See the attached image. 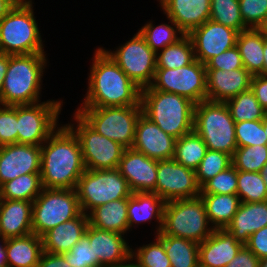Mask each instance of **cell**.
I'll return each mask as SVG.
<instances>
[{
  "instance_id": "52a82bcc",
  "label": "cell",
  "mask_w": 267,
  "mask_h": 267,
  "mask_svg": "<svg viewBox=\"0 0 267 267\" xmlns=\"http://www.w3.org/2000/svg\"><path fill=\"white\" fill-rule=\"evenodd\" d=\"M76 113L97 133L132 148L142 105L79 107Z\"/></svg>"
},
{
  "instance_id": "680465c9",
  "label": "cell",
  "mask_w": 267,
  "mask_h": 267,
  "mask_svg": "<svg viewBox=\"0 0 267 267\" xmlns=\"http://www.w3.org/2000/svg\"><path fill=\"white\" fill-rule=\"evenodd\" d=\"M133 259L130 258L128 261H126L125 263L119 264V265H113V266H105V267H138L137 263L135 261H133V263H131Z\"/></svg>"
},
{
  "instance_id": "836d02e7",
  "label": "cell",
  "mask_w": 267,
  "mask_h": 267,
  "mask_svg": "<svg viewBox=\"0 0 267 267\" xmlns=\"http://www.w3.org/2000/svg\"><path fill=\"white\" fill-rule=\"evenodd\" d=\"M207 146L194 130L176 139L174 160L196 170L205 156Z\"/></svg>"
},
{
  "instance_id": "9f6ffc18",
  "label": "cell",
  "mask_w": 267,
  "mask_h": 267,
  "mask_svg": "<svg viewBox=\"0 0 267 267\" xmlns=\"http://www.w3.org/2000/svg\"><path fill=\"white\" fill-rule=\"evenodd\" d=\"M15 4L11 0H0V22L14 8Z\"/></svg>"
},
{
  "instance_id": "e7e4bbea",
  "label": "cell",
  "mask_w": 267,
  "mask_h": 267,
  "mask_svg": "<svg viewBox=\"0 0 267 267\" xmlns=\"http://www.w3.org/2000/svg\"><path fill=\"white\" fill-rule=\"evenodd\" d=\"M262 123H263L264 131L267 137V115L262 119Z\"/></svg>"
},
{
  "instance_id": "7c38bea8",
  "label": "cell",
  "mask_w": 267,
  "mask_h": 267,
  "mask_svg": "<svg viewBox=\"0 0 267 267\" xmlns=\"http://www.w3.org/2000/svg\"><path fill=\"white\" fill-rule=\"evenodd\" d=\"M150 87L154 90L175 93L195 104L206 100L207 79L205 64L195 59L177 69L156 68Z\"/></svg>"
},
{
  "instance_id": "f35d334b",
  "label": "cell",
  "mask_w": 267,
  "mask_h": 267,
  "mask_svg": "<svg viewBox=\"0 0 267 267\" xmlns=\"http://www.w3.org/2000/svg\"><path fill=\"white\" fill-rule=\"evenodd\" d=\"M210 20L241 31L249 29L241 17L239 0H210Z\"/></svg>"
},
{
  "instance_id": "7402d4cb",
  "label": "cell",
  "mask_w": 267,
  "mask_h": 267,
  "mask_svg": "<svg viewBox=\"0 0 267 267\" xmlns=\"http://www.w3.org/2000/svg\"><path fill=\"white\" fill-rule=\"evenodd\" d=\"M243 245L226 229H215L199 244V267H225Z\"/></svg>"
},
{
  "instance_id": "8d00e7d4",
  "label": "cell",
  "mask_w": 267,
  "mask_h": 267,
  "mask_svg": "<svg viewBox=\"0 0 267 267\" xmlns=\"http://www.w3.org/2000/svg\"><path fill=\"white\" fill-rule=\"evenodd\" d=\"M169 24H160L154 26L152 21H149L142 28H140L139 33L145 38L147 45L157 54L160 49L177 42L184 32L177 26V24L170 18ZM178 33L180 36L178 37Z\"/></svg>"
},
{
  "instance_id": "91938a15",
  "label": "cell",
  "mask_w": 267,
  "mask_h": 267,
  "mask_svg": "<svg viewBox=\"0 0 267 267\" xmlns=\"http://www.w3.org/2000/svg\"><path fill=\"white\" fill-rule=\"evenodd\" d=\"M260 174L262 175L263 181L265 182L266 187H267V163L260 170Z\"/></svg>"
},
{
  "instance_id": "4fadbf2b",
  "label": "cell",
  "mask_w": 267,
  "mask_h": 267,
  "mask_svg": "<svg viewBox=\"0 0 267 267\" xmlns=\"http://www.w3.org/2000/svg\"><path fill=\"white\" fill-rule=\"evenodd\" d=\"M74 124H66L78 137L82 157L87 170H102L118 168L125 150L120 143L110 140L92 129L76 112Z\"/></svg>"
},
{
  "instance_id": "e0dca14e",
  "label": "cell",
  "mask_w": 267,
  "mask_h": 267,
  "mask_svg": "<svg viewBox=\"0 0 267 267\" xmlns=\"http://www.w3.org/2000/svg\"><path fill=\"white\" fill-rule=\"evenodd\" d=\"M85 235L92 247L93 267L119 265L132 258V248L126 242L124 234L88 225Z\"/></svg>"
},
{
  "instance_id": "6125c7cd",
  "label": "cell",
  "mask_w": 267,
  "mask_h": 267,
  "mask_svg": "<svg viewBox=\"0 0 267 267\" xmlns=\"http://www.w3.org/2000/svg\"><path fill=\"white\" fill-rule=\"evenodd\" d=\"M258 29L262 32L264 37H267V18Z\"/></svg>"
},
{
  "instance_id": "03108f58",
  "label": "cell",
  "mask_w": 267,
  "mask_h": 267,
  "mask_svg": "<svg viewBox=\"0 0 267 267\" xmlns=\"http://www.w3.org/2000/svg\"><path fill=\"white\" fill-rule=\"evenodd\" d=\"M2 202V186L0 185V203Z\"/></svg>"
},
{
  "instance_id": "c3c4849f",
  "label": "cell",
  "mask_w": 267,
  "mask_h": 267,
  "mask_svg": "<svg viewBox=\"0 0 267 267\" xmlns=\"http://www.w3.org/2000/svg\"><path fill=\"white\" fill-rule=\"evenodd\" d=\"M206 69L234 70L244 68L241 55L235 46L223 53L212 57L205 63Z\"/></svg>"
},
{
  "instance_id": "d6986e66",
  "label": "cell",
  "mask_w": 267,
  "mask_h": 267,
  "mask_svg": "<svg viewBox=\"0 0 267 267\" xmlns=\"http://www.w3.org/2000/svg\"><path fill=\"white\" fill-rule=\"evenodd\" d=\"M176 138L165 133L143 113L138 118L132 148L155 160L174 158Z\"/></svg>"
},
{
  "instance_id": "83f0119b",
  "label": "cell",
  "mask_w": 267,
  "mask_h": 267,
  "mask_svg": "<svg viewBox=\"0 0 267 267\" xmlns=\"http://www.w3.org/2000/svg\"><path fill=\"white\" fill-rule=\"evenodd\" d=\"M127 205L128 198H122L92 209L87 214L89 225L119 234L127 233L129 231Z\"/></svg>"
},
{
  "instance_id": "60d3db41",
  "label": "cell",
  "mask_w": 267,
  "mask_h": 267,
  "mask_svg": "<svg viewBox=\"0 0 267 267\" xmlns=\"http://www.w3.org/2000/svg\"><path fill=\"white\" fill-rule=\"evenodd\" d=\"M232 165V156L221 151L208 149L195 170L196 181L201 188L208 180Z\"/></svg>"
},
{
  "instance_id": "11a10c76",
  "label": "cell",
  "mask_w": 267,
  "mask_h": 267,
  "mask_svg": "<svg viewBox=\"0 0 267 267\" xmlns=\"http://www.w3.org/2000/svg\"><path fill=\"white\" fill-rule=\"evenodd\" d=\"M1 243H0V267H9L8 266V260H7V251H6V245H7V239L0 236Z\"/></svg>"
},
{
  "instance_id": "94428289",
  "label": "cell",
  "mask_w": 267,
  "mask_h": 267,
  "mask_svg": "<svg viewBox=\"0 0 267 267\" xmlns=\"http://www.w3.org/2000/svg\"><path fill=\"white\" fill-rule=\"evenodd\" d=\"M15 5H31L32 0H11Z\"/></svg>"
},
{
  "instance_id": "d590c367",
  "label": "cell",
  "mask_w": 267,
  "mask_h": 267,
  "mask_svg": "<svg viewBox=\"0 0 267 267\" xmlns=\"http://www.w3.org/2000/svg\"><path fill=\"white\" fill-rule=\"evenodd\" d=\"M225 103L235 122L262 120L267 115L251 89L241 92Z\"/></svg>"
},
{
  "instance_id": "f546056e",
  "label": "cell",
  "mask_w": 267,
  "mask_h": 267,
  "mask_svg": "<svg viewBox=\"0 0 267 267\" xmlns=\"http://www.w3.org/2000/svg\"><path fill=\"white\" fill-rule=\"evenodd\" d=\"M236 47L244 68L252 75L263 74L264 36L259 29L249 28L238 34Z\"/></svg>"
},
{
  "instance_id": "d4e9b609",
  "label": "cell",
  "mask_w": 267,
  "mask_h": 267,
  "mask_svg": "<svg viewBox=\"0 0 267 267\" xmlns=\"http://www.w3.org/2000/svg\"><path fill=\"white\" fill-rule=\"evenodd\" d=\"M88 225V216L81 212L76 218L51 228L41 236L43 251L54 254L69 252L84 236Z\"/></svg>"
},
{
  "instance_id": "f907efd6",
  "label": "cell",
  "mask_w": 267,
  "mask_h": 267,
  "mask_svg": "<svg viewBox=\"0 0 267 267\" xmlns=\"http://www.w3.org/2000/svg\"><path fill=\"white\" fill-rule=\"evenodd\" d=\"M259 258L244 244L237 255L225 267H258Z\"/></svg>"
},
{
  "instance_id": "277c9868",
  "label": "cell",
  "mask_w": 267,
  "mask_h": 267,
  "mask_svg": "<svg viewBox=\"0 0 267 267\" xmlns=\"http://www.w3.org/2000/svg\"><path fill=\"white\" fill-rule=\"evenodd\" d=\"M141 105L143 114L174 138L193 131L195 103L190 99L149 86L141 90Z\"/></svg>"
},
{
  "instance_id": "3957f363",
  "label": "cell",
  "mask_w": 267,
  "mask_h": 267,
  "mask_svg": "<svg viewBox=\"0 0 267 267\" xmlns=\"http://www.w3.org/2000/svg\"><path fill=\"white\" fill-rule=\"evenodd\" d=\"M46 64L44 53L9 54V64L1 93V106L39 103L42 74Z\"/></svg>"
},
{
  "instance_id": "db71d44e",
  "label": "cell",
  "mask_w": 267,
  "mask_h": 267,
  "mask_svg": "<svg viewBox=\"0 0 267 267\" xmlns=\"http://www.w3.org/2000/svg\"><path fill=\"white\" fill-rule=\"evenodd\" d=\"M8 64H9V54L0 52V105H1L2 87L7 72Z\"/></svg>"
},
{
  "instance_id": "603a6c76",
  "label": "cell",
  "mask_w": 267,
  "mask_h": 267,
  "mask_svg": "<svg viewBox=\"0 0 267 267\" xmlns=\"http://www.w3.org/2000/svg\"><path fill=\"white\" fill-rule=\"evenodd\" d=\"M167 18L189 34L194 28L210 20V0H159Z\"/></svg>"
},
{
  "instance_id": "5b68a950",
  "label": "cell",
  "mask_w": 267,
  "mask_h": 267,
  "mask_svg": "<svg viewBox=\"0 0 267 267\" xmlns=\"http://www.w3.org/2000/svg\"><path fill=\"white\" fill-rule=\"evenodd\" d=\"M209 224L205 204L200 196L171 200L165 203L163 226L157 235H171L200 244L215 230Z\"/></svg>"
},
{
  "instance_id": "8fae6325",
  "label": "cell",
  "mask_w": 267,
  "mask_h": 267,
  "mask_svg": "<svg viewBox=\"0 0 267 267\" xmlns=\"http://www.w3.org/2000/svg\"><path fill=\"white\" fill-rule=\"evenodd\" d=\"M62 103L47 100L17 105V143L41 146L58 128L57 119Z\"/></svg>"
},
{
  "instance_id": "ffe728a7",
  "label": "cell",
  "mask_w": 267,
  "mask_h": 267,
  "mask_svg": "<svg viewBox=\"0 0 267 267\" xmlns=\"http://www.w3.org/2000/svg\"><path fill=\"white\" fill-rule=\"evenodd\" d=\"M118 170L128 181L129 187L133 193H155L157 160L149 158L133 148H125Z\"/></svg>"
},
{
  "instance_id": "f1b7e54d",
  "label": "cell",
  "mask_w": 267,
  "mask_h": 267,
  "mask_svg": "<svg viewBox=\"0 0 267 267\" xmlns=\"http://www.w3.org/2000/svg\"><path fill=\"white\" fill-rule=\"evenodd\" d=\"M6 251L9 267H37L43 253L42 238L34 233L9 238Z\"/></svg>"
},
{
  "instance_id": "9c48e42d",
  "label": "cell",
  "mask_w": 267,
  "mask_h": 267,
  "mask_svg": "<svg viewBox=\"0 0 267 267\" xmlns=\"http://www.w3.org/2000/svg\"><path fill=\"white\" fill-rule=\"evenodd\" d=\"M81 211L86 215L89 210L122 198H129L133 192L128 181L118 168L85 170L76 186Z\"/></svg>"
},
{
  "instance_id": "ac0fdd59",
  "label": "cell",
  "mask_w": 267,
  "mask_h": 267,
  "mask_svg": "<svg viewBox=\"0 0 267 267\" xmlns=\"http://www.w3.org/2000/svg\"><path fill=\"white\" fill-rule=\"evenodd\" d=\"M41 146L14 143L0 147V185L24 174L40 173Z\"/></svg>"
},
{
  "instance_id": "44dd1931",
  "label": "cell",
  "mask_w": 267,
  "mask_h": 267,
  "mask_svg": "<svg viewBox=\"0 0 267 267\" xmlns=\"http://www.w3.org/2000/svg\"><path fill=\"white\" fill-rule=\"evenodd\" d=\"M253 75L245 68L234 70L206 69V100L226 102L251 89Z\"/></svg>"
},
{
  "instance_id": "816d5d0a",
  "label": "cell",
  "mask_w": 267,
  "mask_h": 267,
  "mask_svg": "<svg viewBox=\"0 0 267 267\" xmlns=\"http://www.w3.org/2000/svg\"><path fill=\"white\" fill-rule=\"evenodd\" d=\"M251 90L253 91L259 104L267 112V75H253L251 81Z\"/></svg>"
},
{
  "instance_id": "4316f807",
  "label": "cell",
  "mask_w": 267,
  "mask_h": 267,
  "mask_svg": "<svg viewBox=\"0 0 267 267\" xmlns=\"http://www.w3.org/2000/svg\"><path fill=\"white\" fill-rule=\"evenodd\" d=\"M165 203L156 193L134 192L128 198L127 205L129 229L134 224L150 222L151 219L156 218V221L158 220L157 222H159L156 234L160 233L163 226Z\"/></svg>"
},
{
  "instance_id": "ee69618b",
  "label": "cell",
  "mask_w": 267,
  "mask_h": 267,
  "mask_svg": "<svg viewBox=\"0 0 267 267\" xmlns=\"http://www.w3.org/2000/svg\"><path fill=\"white\" fill-rule=\"evenodd\" d=\"M200 194H237V169L231 165L208 180Z\"/></svg>"
},
{
  "instance_id": "681fc988",
  "label": "cell",
  "mask_w": 267,
  "mask_h": 267,
  "mask_svg": "<svg viewBox=\"0 0 267 267\" xmlns=\"http://www.w3.org/2000/svg\"><path fill=\"white\" fill-rule=\"evenodd\" d=\"M245 245L259 258H267V226L249 236Z\"/></svg>"
},
{
  "instance_id": "6da1fadb",
  "label": "cell",
  "mask_w": 267,
  "mask_h": 267,
  "mask_svg": "<svg viewBox=\"0 0 267 267\" xmlns=\"http://www.w3.org/2000/svg\"><path fill=\"white\" fill-rule=\"evenodd\" d=\"M85 170L78 137L67 125L58 127L41 145L43 188L76 189Z\"/></svg>"
},
{
  "instance_id": "5bb4252c",
  "label": "cell",
  "mask_w": 267,
  "mask_h": 267,
  "mask_svg": "<svg viewBox=\"0 0 267 267\" xmlns=\"http://www.w3.org/2000/svg\"><path fill=\"white\" fill-rule=\"evenodd\" d=\"M106 53L139 88L150 86L156 71V53L139 31L116 51Z\"/></svg>"
},
{
  "instance_id": "74e56055",
  "label": "cell",
  "mask_w": 267,
  "mask_h": 267,
  "mask_svg": "<svg viewBox=\"0 0 267 267\" xmlns=\"http://www.w3.org/2000/svg\"><path fill=\"white\" fill-rule=\"evenodd\" d=\"M237 195L241 202L267 201V187L260 172L237 170Z\"/></svg>"
},
{
  "instance_id": "8992f818",
  "label": "cell",
  "mask_w": 267,
  "mask_h": 267,
  "mask_svg": "<svg viewBox=\"0 0 267 267\" xmlns=\"http://www.w3.org/2000/svg\"><path fill=\"white\" fill-rule=\"evenodd\" d=\"M193 130L203 139L207 149L231 156L237 149L235 121L225 102L204 100L195 104Z\"/></svg>"
},
{
  "instance_id": "9a60e30c",
  "label": "cell",
  "mask_w": 267,
  "mask_h": 267,
  "mask_svg": "<svg viewBox=\"0 0 267 267\" xmlns=\"http://www.w3.org/2000/svg\"><path fill=\"white\" fill-rule=\"evenodd\" d=\"M155 193L165 202L200 196L195 170L179 164L173 158L157 160Z\"/></svg>"
},
{
  "instance_id": "6f0895ef",
  "label": "cell",
  "mask_w": 267,
  "mask_h": 267,
  "mask_svg": "<svg viewBox=\"0 0 267 267\" xmlns=\"http://www.w3.org/2000/svg\"><path fill=\"white\" fill-rule=\"evenodd\" d=\"M264 52H263V58H264V64H263V75H267V37H264Z\"/></svg>"
},
{
  "instance_id": "ba28073f",
  "label": "cell",
  "mask_w": 267,
  "mask_h": 267,
  "mask_svg": "<svg viewBox=\"0 0 267 267\" xmlns=\"http://www.w3.org/2000/svg\"><path fill=\"white\" fill-rule=\"evenodd\" d=\"M33 6L15 5L0 22V52L10 55L45 53Z\"/></svg>"
},
{
  "instance_id": "7dc6e473",
  "label": "cell",
  "mask_w": 267,
  "mask_h": 267,
  "mask_svg": "<svg viewBox=\"0 0 267 267\" xmlns=\"http://www.w3.org/2000/svg\"><path fill=\"white\" fill-rule=\"evenodd\" d=\"M62 255L71 267H93V251L85 234L69 252Z\"/></svg>"
},
{
  "instance_id": "7a4b0ae2",
  "label": "cell",
  "mask_w": 267,
  "mask_h": 267,
  "mask_svg": "<svg viewBox=\"0 0 267 267\" xmlns=\"http://www.w3.org/2000/svg\"><path fill=\"white\" fill-rule=\"evenodd\" d=\"M88 80V91L80 107L141 105L142 89L120 69L103 47L95 50Z\"/></svg>"
},
{
  "instance_id": "cb8c5ba5",
  "label": "cell",
  "mask_w": 267,
  "mask_h": 267,
  "mask_svg": "<svg viewBox=\"0 0 267 267\" xmlns=\"http://www.w3.org/2000/svg\"><path fill=\"white\" fill-rule=\"evenodd\" d=\"M32 205L25 200L2 199L0 203V236L9 239L32 232Z\"/></svg>"
},
{
  "instance_id": "30bf717a",
  "label": "cell",
  "mask_w": 267,
  "mask_h": 267,
  "mask_svg": "<svg viewBox=\"0 0 267 267\" xmlns=\"http://www.w3.org/2000/svg\"><path fill=\"white\" fill-rule=\"evenodd\" d=\"M75 189L43 188L32 205V232L42 236L51 228L81 213Z\"/></svg>"
},
{
  "instance_id": "f5cc1de1",
  "label": "cell",
  "mask_w": 267,
  "mask_h": 267,
  "mask_svg": "<svg viewBox=\"0 0 267 267\" xmlns=\"http://www.w3.org/2000/svg\"><path fill=\"white\" fill-rule=\"evenodd\" d=\"M37 267H71L62 254L44 252L41 254Z\"/></svg>"
},
{
  "instance_id": "7bdbcfd3",
  "label": "cell",
  "mask_w": 267,
  "mask_h": 267,
  "mask_svg": "<svg viewBox=\"0 0 267 267\" xmlns=\"http://www.w3.org/2000/svg\"><path fill=\"white\" fill-rule=\"evenodd\" d=\"M237 147L267 145L262 120L235 122Z\"/></svg>"
},
{
  "instance_id": "d6a6232c",
  "label": "cell",
  "mask_w": 267,
  "mask_h": 267,
  "mask_svg": "<svg viewBox=\"0 0 267 267\" xmlns=\"http://www.w3.org/2000/svg\"><path fill=\"white\" fill-rule=\"evenodd\" d=\"M195 60L194 46L188 34L156 54V68L177 69Z\"/></svg>"
},
{
  "instance_id": "1f68e13d",
  "label": "cell",
  "mask_w": 267,
  "mask_h": 267,
  "mask_svg": "<svg viewBox=\"0 0 267 267\" xmlns=\"http://www.w3.org/2000/svg\"><path fill=\"white\" fill-rule=\"evenodd\" d=\"M162 239L171 267H199V243L171 235Z\"/></svg>"
},
{
  "instance_id": "2e32d148",
  "label": "cell",
  "mask_w": 267,
  "mask_h": 267,
  "mask_svg": "<svg viewBox=\"0 0 267 267\" xmlns=\"http://www.w3.org/2000/svg\"><path fill=\"white\" fill-rule=\"evenodd\" d=\"M238 34L233 28L207 20L188 35L194 46L195 59L205 64L212 57L235 47Z\"/></svg>"
},
{
  "instance_id": "4dcf8cb0",
  "label": "cell",
  "mask_w": 267,
  "mask_h": 267,
  "mask_svg": "<svg viewBox=\"0 0 267 267\" xmlns=\"http://www.w3.org/2000/svg\"><path fill=\"white\" fill-rule=\"evenodd\" d=\"M214 229H225L240 206L237 194H200Z\"/></svg>"
},
{
  "instance_id": "f6af8a7d",
  "label": "cell",
  "mask_w": 267,
  "mask_h": 267,
  "mask_svg": "<svg viewBox=\"0 0 267 267\" xmlns=\"http://www.w3.org/2000/svg\"><path fill=\"white\" fill-rule=\"evenodd\" d=\"M239 6L248 28L258 29L267 18V0H239Z\"/></svg>"
},
{
  "instance_id": "be15d7a7",
  "label": "cell",
  "mask_w": 267,
  "mask_h": 267,
  "mask_svg": "<svg viewBox=\"0 0 267 267\" xmlns=\"http://www.w3.org/2000/svg\"><path fill=\"white\" fill-rule=\"evenodd\" d=\"M258 267H267V258L260 259Z\"/></svg>"
},
{
  "instance_id": "ab89813d",
  "label": "cell",
  "mask_w": 267,
  "mask_h": 267,
  "mask_svg": "<svg viewBox=\"0 0 267 267\" xmlns=\"http://www.w3.org/2000/svg\"><path fill=\"white\" fill-rule=\"evenodd\" d=\"M267 163V145L237 147L232 165L240 171L260 172Z\"/></svg>"
},
{
  "instance_id": "e575fe53",
  "label": "cell",
  "mask_w": 267,
  "mask_h": 267,
  "mask_svg": "<svg viewBox=\"0 0 267 267\" xmlns=\"http://www.w3.org/2000/svg\"><path fill=\"white\" fill-rule=\"evenodd\" d=\"M42 189L40 173L24 174L2 185V199L33 202Z\"/></svg>"
},
{
  "instance_id": "b9f144b4",
  "label": "cell",
  "mask_w": 267,
  "mask_h": 267,
  "mask_svg": "<svg viewBox=\"0 0 267 267\" xmlns=\"http://www.w3.org/2000/svg\"><path fill=\"white\" fill-rule=\"evenodd\" d=\"M156 241L137 248L131 253L138 267H171L162 239L156 235ZM135 257V258H134Z\"/></svg>"
},
{
  "instance_id": "484cf974",
  "label": "cell",
  "mask_w": 267,
  "mask_h": 267,
  "mask_svg": "<svg viewBox=\"0 0 267 267\" xmlns=\"http://www.w3.org/2000/svg\"><path fill=\"white\" fill-rule=\"evenodd\" d=\"M267 226V201L241 202L232 221L225 228L245 244L254 232Z\"/></svg>"
},
{
  "instance_id": "bcb514c9",
  "label": "cell",
  "mask_w": 267,
  "mask_h": 267,
  "mask_svg": "<svg viewBox=\"0 0 267 267\" xmlns=\"http://www.w3.org/2000/svg\"><path fill=\"white\" fill-rule=\"evenodd\" d=\"M17 105L0 106V147L17 143Z\"/></svg>"
}]
</instances>
